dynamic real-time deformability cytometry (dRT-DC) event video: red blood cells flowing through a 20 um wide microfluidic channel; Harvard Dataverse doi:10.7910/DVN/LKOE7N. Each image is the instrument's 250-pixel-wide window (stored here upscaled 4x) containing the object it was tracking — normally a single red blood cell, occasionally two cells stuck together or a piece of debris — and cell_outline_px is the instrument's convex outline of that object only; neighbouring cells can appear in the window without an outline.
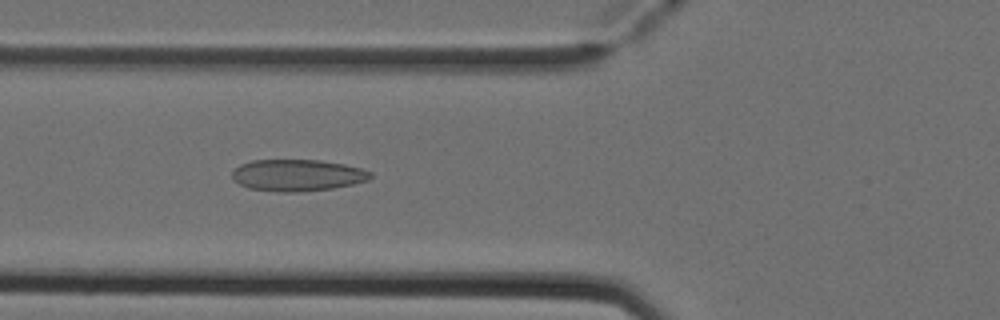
{"species": "Egyptian fruit bat (a non-hibernating species)", "species_latin": "Rousettus aegyptiacus", "temperature_condition": "cold", "stored_images_in_passage": 6, "camera_frame_rate_fps": 3000, "um_per_image_px": 0.085, "animal": {"sex": "female"}, "frame": {"image": 1, "passage_image": 4, "time_ms": 1.0, "image_size_px": [1000, 320], "cell_outline_px": [[372, 176], [368, 180], [352, 184], [332, 188], [292, 192], [280, 192], [248, 188], [232, 180], [232, 172], [240, 164], [252, 160], [320, 160], [344, 164], [360, 168], [372, 172]], "centroid_in_image_um": [25.26, 14.89], "position_along_channel_um": 100.5, "area_um2": 25.43}}
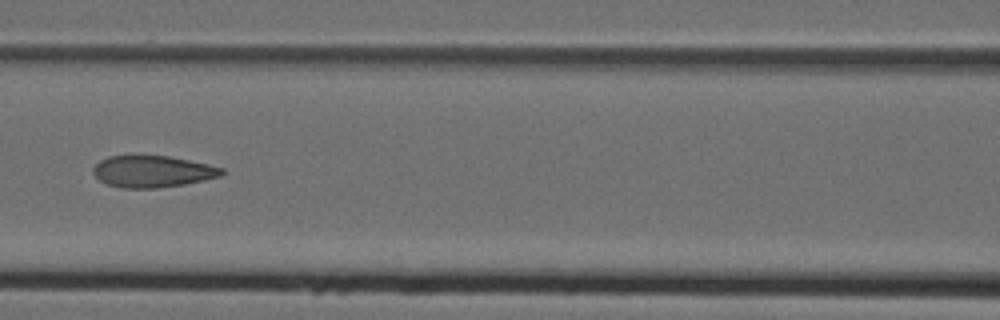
{"frame": {"image": 2, "passage_image": 5, "time_ms": 1.333, "image_size_px": [1000, 320], "cell_outline_px": [[224, 172], [220, 176], [204, 180], [184, 184], [156, 188], [120, 188], [108, 184], [100, 180], [92, 172], [92, 168], [100, 160], [108, 156], [168, 156], [208, 164], [224, 168]], "centroid_in_image_um": [12.95, 14.58], "position_along_channel_um": 153.6, "area_um2": 23.58}}
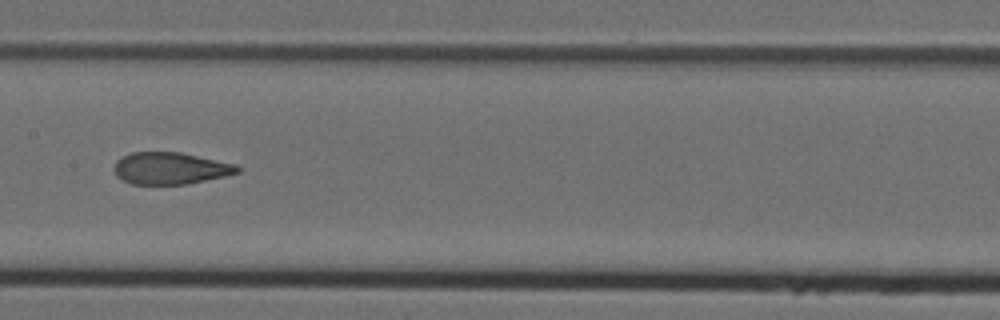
{"frame": {"image": 3, "passage_image": 6, "time_ms": 1.667, "image_size_px": [1000, 320], "cell_outline_px": [[244, 168], [240, 172], [224, 176], [188, 184], [132, 184], [116, 176], [112, 168], [116, 160], [120, 156], [132, 152], [180, 152], [236, 164]], "centroid_in_image_um": [14.47, 14.3], "position_along_channel_um": 192.9, "area_um2": 23.18}}